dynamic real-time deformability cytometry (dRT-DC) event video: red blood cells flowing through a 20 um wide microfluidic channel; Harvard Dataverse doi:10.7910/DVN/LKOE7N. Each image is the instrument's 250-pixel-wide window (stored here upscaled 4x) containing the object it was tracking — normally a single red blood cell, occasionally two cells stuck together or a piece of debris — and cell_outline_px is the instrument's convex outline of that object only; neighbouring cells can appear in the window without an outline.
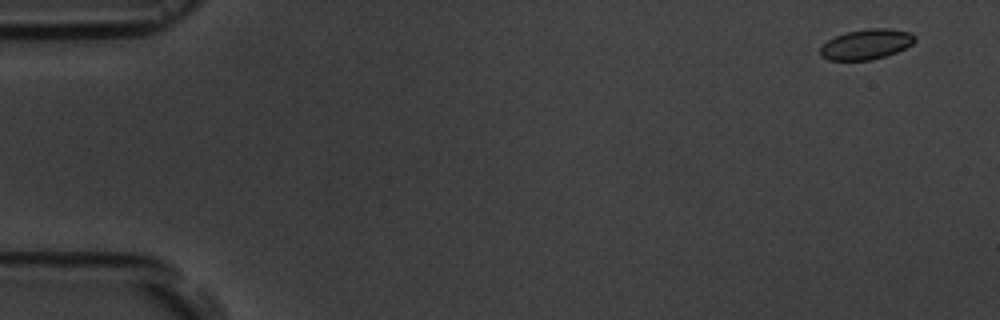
{"species": "common noctule bat (a hibernating species)", "species_latin": "Nyctalus noctula", "temperature_condition": "room temperature", "stored_images_in_passage": 5, "camera_frame_rate_fps": 3000, "um_per_image_px": 0.085, "animal": {"sex": "male", "body_mass_g": 19.5, "forearm_length_mm": 54.6}, "frame": {"image": 1, "passage_image": 1, "time_ms": 0.0, "image_size_px": [1000, 320], "cell_outline_px": [[916, 40], [912, 44], [896, 52], [872, 60], [828, 60], [820, 56], [820, 48], [828, 40], [844, 32], [872, 28], [888, 28], [912, 32], [916, 36]], "centroid_in_image_um": [73.65, 3.76], "position_along_channel_um": 11.4, "area_um2": 16.7}}
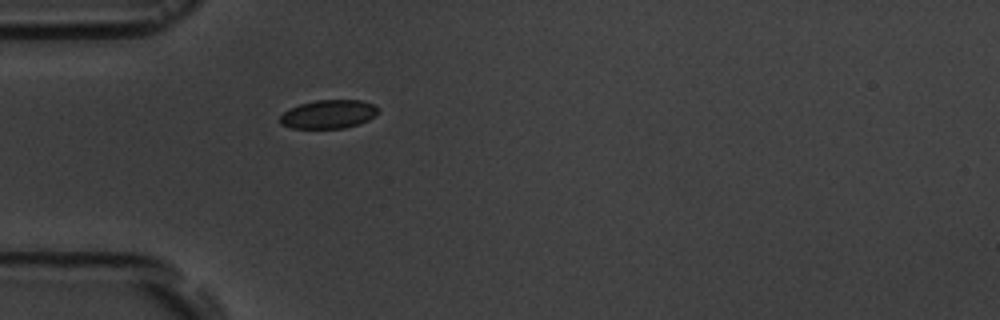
{"frame": {"image": 2, "passage_image": 5, "time_ms": 4.667, "image_size_px": [1000, 320], "cell_outline_px": [[380, 108], [368, 120], [344, 128], [292, 128], [280, 124], [280, 116], [284, 112], [300, 104], [316, 100], [360, 100], [372, 104]], "centroid_in_image_um": [27.9, 9.7], "position_along_channel_um": 57.1, "area_um2": 16.07}}